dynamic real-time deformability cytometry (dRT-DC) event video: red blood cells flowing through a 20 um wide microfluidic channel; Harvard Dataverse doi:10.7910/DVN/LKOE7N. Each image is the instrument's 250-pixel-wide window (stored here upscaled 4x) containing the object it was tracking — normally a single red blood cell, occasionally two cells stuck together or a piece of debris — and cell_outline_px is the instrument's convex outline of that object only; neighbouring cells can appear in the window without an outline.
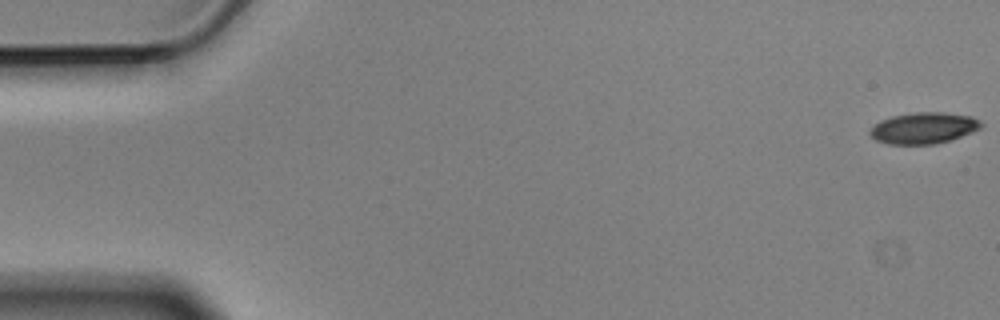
{"species": "Egyptian fruit bat (a non-hibernating species)", "species_latin": "Rousettus aegyptiacus", "temperature_condition": "cold", "stored_images_in_passage": 6, "camera_frame_rate_fps": 3000, "um_per_image_px": 0.085, "animal": {"sex": "male"}, "frame": {"image": 1, "passage_image": 1, "time_ms": 0.0, "image_size_px": [1000, 320], "cell_outline_px": [[984, 124], [980, 128], [972, 132], [936, 144], [888, 144], [876, 140], [868, 132], [880, 120], [892, 116], [912, 112], [944, 112], [972, 116], [980, 120]], "centroid_in_image_um": [78.52, 10.87], "position_along_channel_um": 6.5, "area_um2": 20.23}}
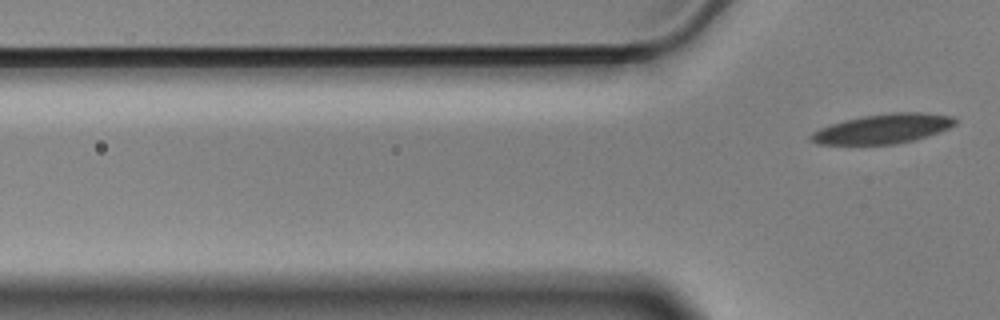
{"frame": {"image": 2, "passage_image": 6, "time_ms": 1.667, "image_size_px": [1000, 320], "cell_outline_px": [[956, 124], [940, 132], [928, 136], [896, 144], [816, 144], [808, 136], [812, 132], [820, 128], [844, 120], [864, 116], [892, 112], [924, 112], [952, 116], [956, 120]], "centroid_in_image_um": [75.07, 10.94], "position_along_channel_um": 50.7, "area_um2": 24.74}}